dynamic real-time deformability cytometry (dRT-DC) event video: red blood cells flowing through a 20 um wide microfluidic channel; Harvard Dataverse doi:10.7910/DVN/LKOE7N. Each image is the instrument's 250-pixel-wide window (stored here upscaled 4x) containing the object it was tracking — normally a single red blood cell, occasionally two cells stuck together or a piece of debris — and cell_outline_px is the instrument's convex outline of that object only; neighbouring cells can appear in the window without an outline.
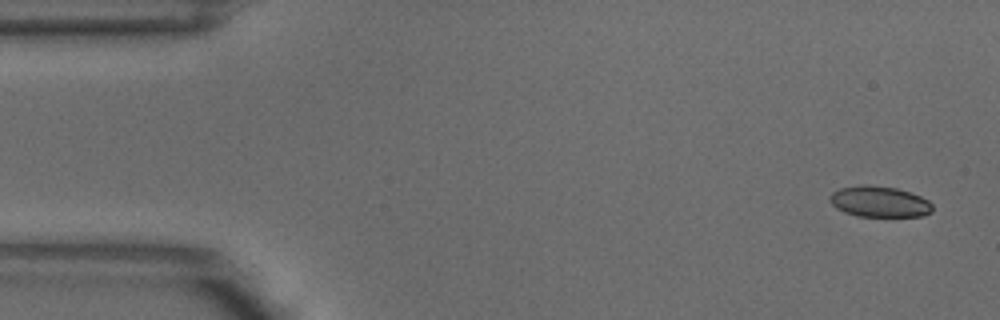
{"species": "common noctule bat (a hibernating species)", "species_latin": "Nyctalus noctula", "temperature_condition": "warm", "stored_images_in_passage": 3, "camera_frame_rate_fps": 3000, "um_per_image_px": 0.085, "animal": {"sex": "male", "body_mass_g": 18.8}, "frame": {"image": 1, "passage_image": 1, "time_ms": 0.0, "image_size_px": [1000, 320], "cell_outline_px": [[932, 212], [924, 216], [856, 216], [844, 212], [836, 208], [828, 200], [828, 196], [832, 192], [840, 188], [864, 184], [896, 188], [920, 196], [928, 200], [932, 204]], "centroid_in_image_um": [74.72, 17.14], "position_along_channel_um": 10.3, "area_um2": 18.55}}